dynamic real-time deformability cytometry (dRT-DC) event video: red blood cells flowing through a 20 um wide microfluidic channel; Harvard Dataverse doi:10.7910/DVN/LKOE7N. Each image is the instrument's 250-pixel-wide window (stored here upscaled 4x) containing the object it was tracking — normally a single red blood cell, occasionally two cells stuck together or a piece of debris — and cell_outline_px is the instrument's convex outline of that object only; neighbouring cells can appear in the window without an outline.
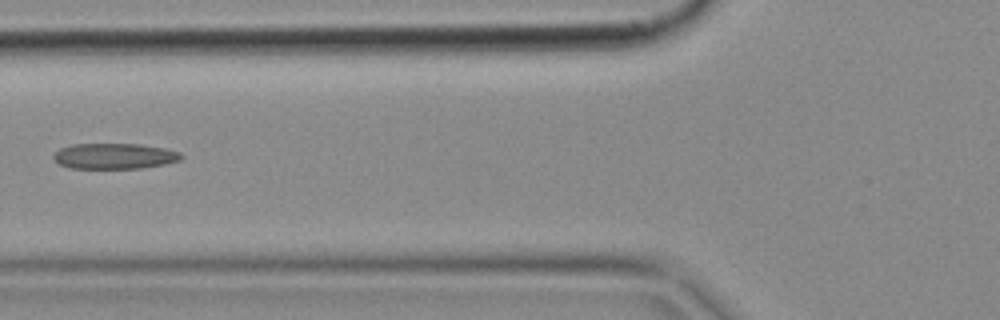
{"species": "common noctule bat (a hibernating species)", "species_latin": "Nyctalus noctula", "temperature_condition": "cold", "stored_images_in_passage": 6, "camera_frame_rate_fps": 3000, "um_per_image_px": 0.085, "animal": {"sex": "female", "body_mass_g": 18.4}, "frame": {"image": 1, "passage_image": 6, "time_ms": 1.667, "image_size_px": [1000, 320], "cell_outline_px": [[184, 156], [180, 160], [164, 164], [140, 168], [68, 168], [60, 164], [52, 156], [60, 148], [72, 144], [140, 144], [164, 148], [180, 152]], "centroid_in_image_um": [9.74, 13.26], "position_along_channel_um": 116.1, "area_um2": 19.02}}